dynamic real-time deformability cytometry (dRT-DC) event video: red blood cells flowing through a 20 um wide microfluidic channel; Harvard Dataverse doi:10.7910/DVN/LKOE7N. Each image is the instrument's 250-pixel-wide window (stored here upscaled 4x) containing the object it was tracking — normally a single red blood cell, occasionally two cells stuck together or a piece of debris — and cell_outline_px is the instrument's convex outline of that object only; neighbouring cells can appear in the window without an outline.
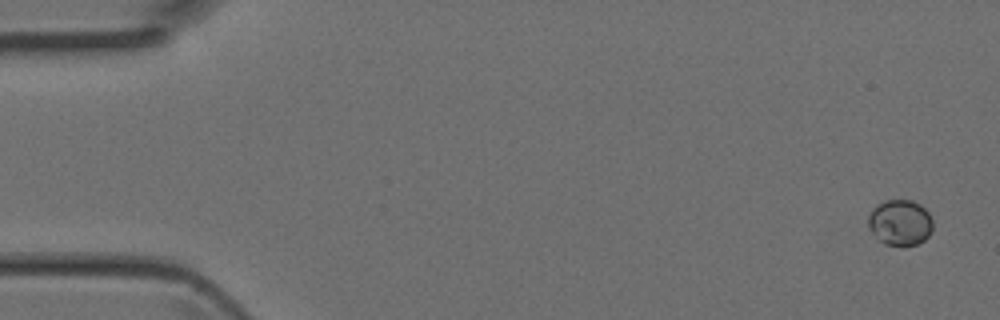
{"species": "Egyptian fruit bat (a non-hibernating species)", "species_latin": "Rousettus aegyptiacus", "temperature_condition": "room temperature", "stored_images_in_passage": 5, "camera_frame_rate_fps": 3000, "um_per_image_px": 0.085, "animal": {"sex": "female"}, "frame": {"image": 1, "passage_image": 1, "time_ms": 0.0, "image_size_px": [1000, 320], "cell_outline_px": [[932, 232], [924, 240], [916, 244], [884, 244], [868, 228], [868, 216], [872, 208], [876, 204], [884, 200], [912, 200], [920, 204], [928, 212], [932, 220]], "centroid_in_image_um": [76.5, 18.88], "position_along_channel_um": 8.5, "area_um2": 17.17}}
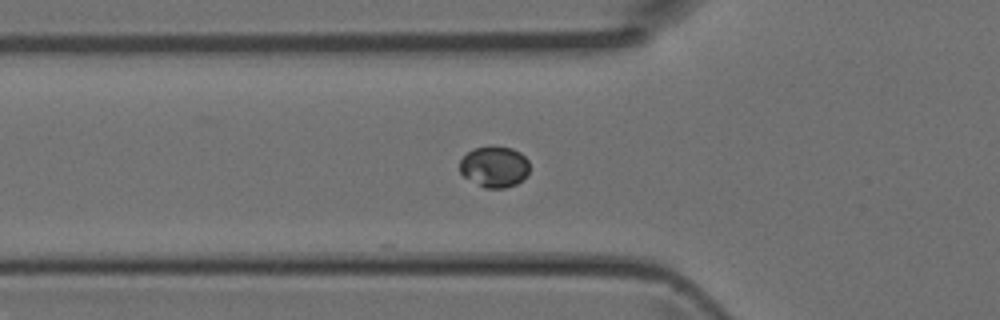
{"frame": {"image": 2, "passage_image": 5, "time_ms": 1.333, "image_size_px": [1000, 320], "cell_outline_px": [[528, 176], [516, 184], [504, 188], [484, 188], [464, 176], [460, 172], [460, 160], [472, 148], [492, 144], [512, 148], [520, 152], [528, 160]], "centroid_in_image_um": [42.03, 14.14], "position_along_channel_um": 83.8, "area_um2": 16.99}}